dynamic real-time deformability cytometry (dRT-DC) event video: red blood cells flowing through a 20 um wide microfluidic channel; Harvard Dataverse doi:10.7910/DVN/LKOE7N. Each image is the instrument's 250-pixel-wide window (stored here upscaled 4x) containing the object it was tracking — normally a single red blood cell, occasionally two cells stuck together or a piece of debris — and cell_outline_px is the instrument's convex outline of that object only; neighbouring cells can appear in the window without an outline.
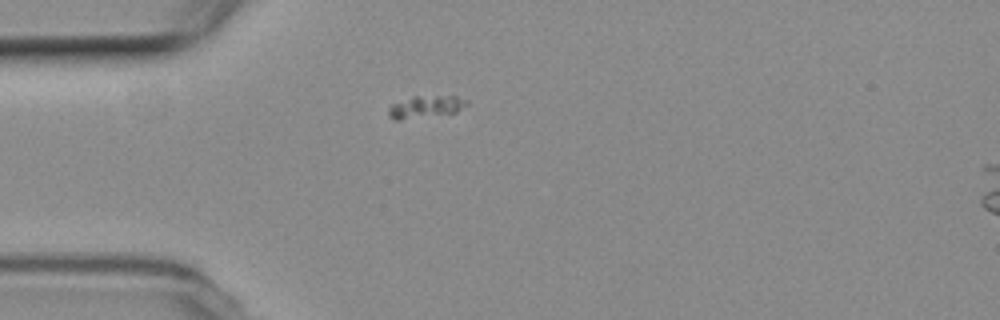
{"species": "common noctule bat (a hibernating species)", "species_latin": "Nyctalus noctula", "temperature_condition": "room temperature", "stored_images_in_passage": 12, "camera_frame_rate_fps": 3000, "um_per_image_px": 0.085, "animal": {"sex": "female", "body_mass_g": 19.3, "forearm_length_mm": 54.1}, "frame": {"image": 1, "passage_image": 11, "time_ms": 3.333, "image_size_px": [1000, 320], "cell_outline_px": [[468, 104], [456, 112], [400, 120], [396, 120], [388, 116], [388, 108], [392, 104], [412, 96], [456, 96], [468, 100]], "centroid_in_image_um": [36.17, 9.07], "position_along_channel_um": 48.8, "area_um2": 10.06}}